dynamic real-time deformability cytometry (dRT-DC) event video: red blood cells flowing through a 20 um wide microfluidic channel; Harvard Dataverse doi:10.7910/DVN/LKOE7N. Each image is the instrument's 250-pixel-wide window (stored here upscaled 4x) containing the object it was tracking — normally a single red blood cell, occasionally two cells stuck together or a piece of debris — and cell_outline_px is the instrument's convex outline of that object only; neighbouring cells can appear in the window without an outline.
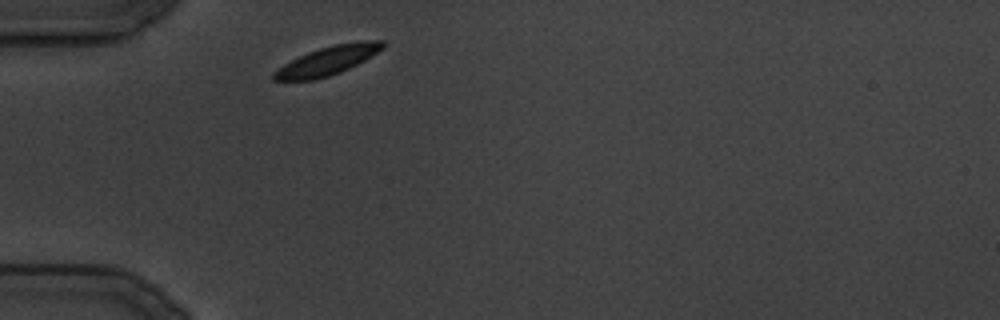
{"species": "common noctule bat (a hibernating species)", "species_latin": "Nyctalus noctula", "temperature_condition": "cold", "stored_images_in_passage": 74, "camera_frame_rate_fps": 3000, "um_per_image_px": 0.085, "animal": {"sex": "male", "body_mass_g": 19.5, "forearm_length_mm": 54.6}, "frame": {"image": 1, "passage_image": 1, "time_ms": 0.0, "image_size_px": [1000, 320], "cell_outline_px": [[388, 44], [384, 48], [364, 60], [340, 72], [328, 76], [312, 80], [272, 80], [272, 76], [284, 64], [308, 52], [320, 48], [336, 44], [356, 40], [384, 40]], "centroid_in_image_um": [27.93, 5.12], "position_along_channel_um": 57.1, "area_um2": 17.98}}
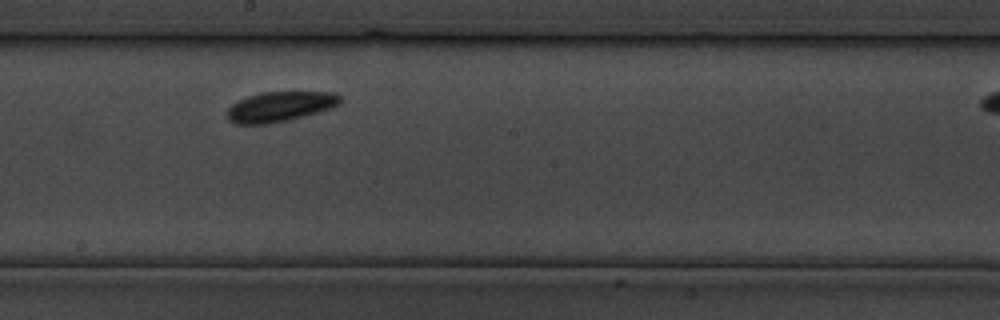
{"frame": {"image": 2, "passage_image": 36, "time_ms": 11.667, "image_size_px": [1000, 320], "cell_outline_px": [[340, 104], [332, 108], [304, 116], [288, 120], [268, 124], [236, 124], [228, 120], [228, 108], [232, 104], [248, 96], [264, 92], [336, 92], [340, 96]], "centroid_in_image_um": [23.82, 9.06], "position_along_channel_um": 224.4, "area_um2": 19.71}}
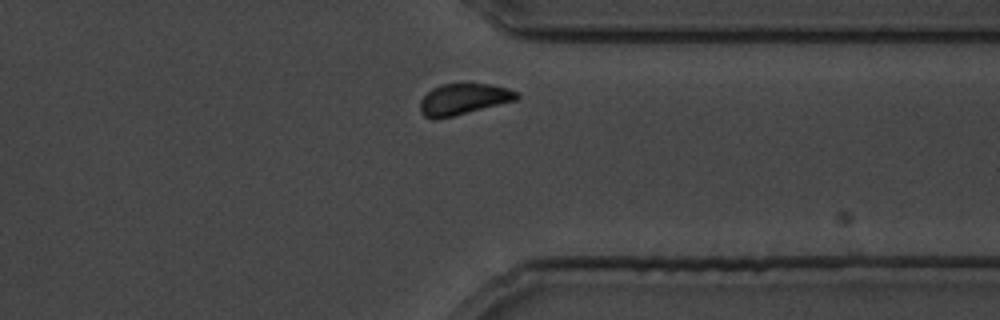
{"frame": {"image": 3, "passage_image": 65, "time_ms": 21.333, "image_size_px": [1000, 320], "cell_outline_px": [[520, 100], [436, 120], [432, 120], [424, 116], [420, 112], [420, 100], [432, 88], [440, 84], [492, 84], [508, 88], [520, 92]], "centroid_in_image_um": [39.44, 8.44], "position_along_channel_um": 372.0, "area_um2": 17.92}}